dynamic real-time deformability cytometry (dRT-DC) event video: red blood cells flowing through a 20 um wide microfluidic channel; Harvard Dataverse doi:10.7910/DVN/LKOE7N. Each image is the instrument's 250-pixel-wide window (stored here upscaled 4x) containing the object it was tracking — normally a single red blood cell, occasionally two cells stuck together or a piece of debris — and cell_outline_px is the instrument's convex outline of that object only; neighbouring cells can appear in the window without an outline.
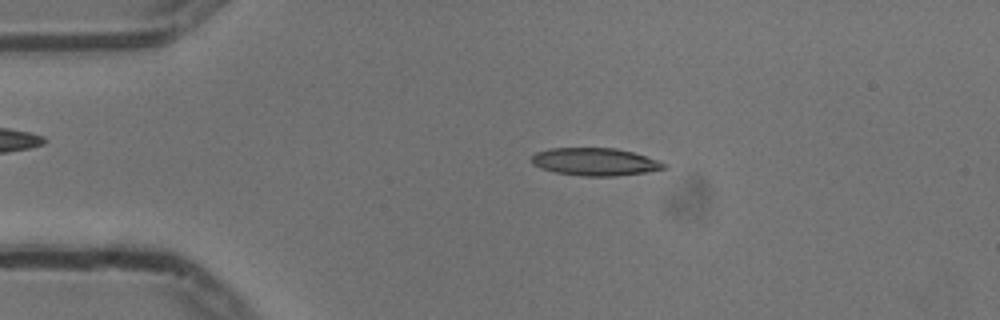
{"species": "common noctule bat (a hibernating species)", "species_latin": "Nyctalus noctula", "temperature_condition": "cold", "stored_images_in_passage": 53, "camera_frame_rate_fps": 3000, "um_per_image_px": 0.085, "animal": {"sex": "male", "body_mass_g": 13.3}, "frame": {"image": 1, "passage_image": 10, "time_ms": 3.0, "image_size_px": [1000, 320], "cell_outline_px": [[668, 168], [644, 172], [616, 176], [584, 176], [556, 172], [540, 168], [532, 164], [532, 156], [536, 152], [548, 148], [616, 148], [632, 152], [660, 160], [668, 164]], "centroid_in_image_um": [50.6, 13.75], "position_along_channel_um": 34.4, "area_um2": 21.39}}
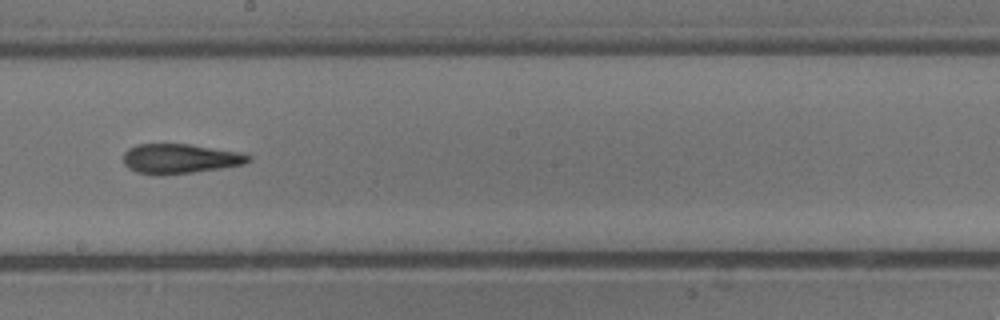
{"frame": {"image": 2, "passage_image": 29, "time_ms": 9.333, "image_size_px": [1000, 320], "cell_outline_px": [[252, 160], [244, 164], [220, 168], [192, 172], [160, 176], [156, 176], [136, 172], [128, 168], [124, 164], [124, 152], [128, 148], [136, 144], [192, 144], [240, 152], [252, 156]], "centroid_in_image_um": [15.28, 13.49], "position_along_channel_um": 232.9, "area_um2": 21.91}}
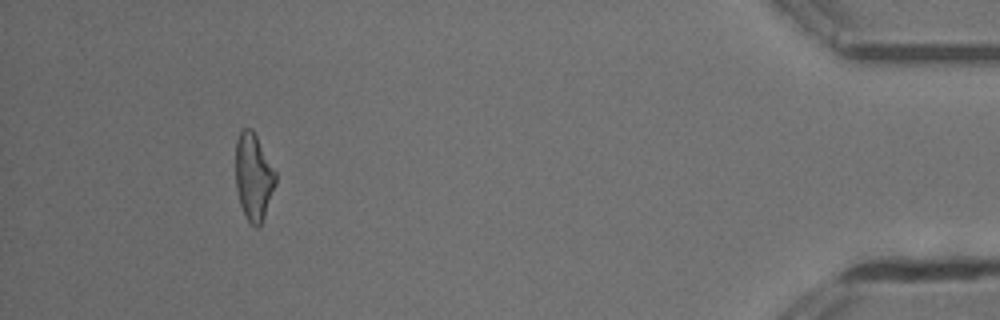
{"frame": {"image": 3, "passage_image": 49, "time_ms": 16.0, "image_size_px": [1000, 320], "cell_outline_px": [[276, 184], [260, 228], [256, 228], [244, 216], [240, 204], [236, 188], [236, 140], [240, 132], [244, 128], [252, 128], [276, 172]], "centroid_in_image_um": [21.55, 15.05], "position_along_channel_um": 413.6, "area_um2": 20.29}, "authors_computed_cell_mechanics": {"area_um2": 21.386, "velocity_mm_per_s": 3.7431, "shape_relaxation_time_tau1_ms": null, "shape_relaxation_time_tau2_ms": 3.9985, "deformation_change_tau1": null, "deformation_change_tau2": 0.1538}}